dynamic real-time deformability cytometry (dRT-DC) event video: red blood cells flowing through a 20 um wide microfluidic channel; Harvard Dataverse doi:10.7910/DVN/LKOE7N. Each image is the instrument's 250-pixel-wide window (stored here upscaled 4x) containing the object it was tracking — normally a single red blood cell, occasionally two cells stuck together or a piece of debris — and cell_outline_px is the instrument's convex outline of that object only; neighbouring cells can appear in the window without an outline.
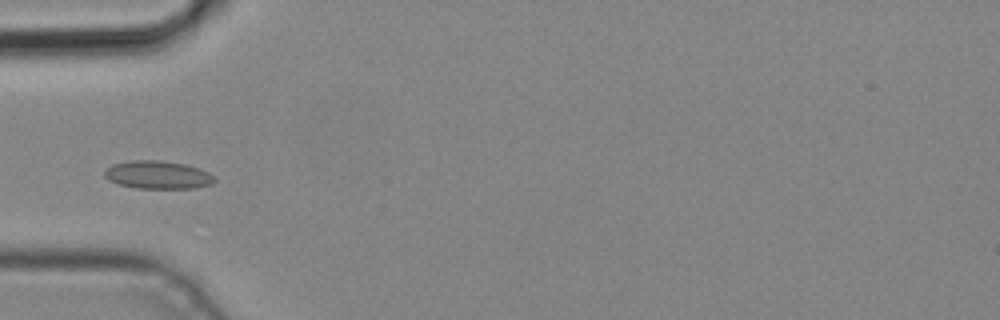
{"species": "common noctule bat (a hibernating species)", "species_latin": "Nyctalus noctula", "temperature_condition": "cold", "stored_images_in_passage": 6, "camera_frame_rate_fps": 3000, "um_per_image_px": 0.085, "animal": {"sex": "male", "body_mass_g": 19.2, "forearm_length_mm": 51.8}, "frame": {"image": 1, "passage_image": 5, "time_ms": 1.333, "image_size_px": [1000, 320], "cell_outline_px": [[216, 180], [212, 184], [196, 188], [136, 188], [116, 184], [108, 180], [104, 176], [104, 172], [112, 164], [132, 160], [160, 160], [184, 164], [200, 168], [208, 172]], "centroid_in_image_um": [13.4, 14.86], "position_along_channel_um": 71.6, "area_um2": 18.03}}
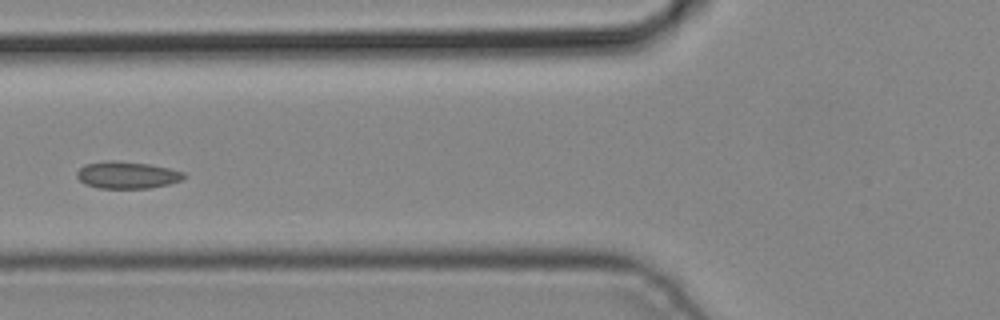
{"frame": {"image": 2, "passage_image": 6, "time_ms": 1.667, "image_size_px": [1000, 320], "cell_outline_px": [[184, 176], [180, 180], [168, 184], [148, 188], [100, 188], [88, 184], [80, 180], [76, 176], [76, 172], [84, 164], [104, 160], [112, 160], [148, 164], [168, 168], [184, 172]], "centroid_in_image_um": [10.76, 14.86], "position_along_channel_um": 115.0, "area_um2": 16.65}}